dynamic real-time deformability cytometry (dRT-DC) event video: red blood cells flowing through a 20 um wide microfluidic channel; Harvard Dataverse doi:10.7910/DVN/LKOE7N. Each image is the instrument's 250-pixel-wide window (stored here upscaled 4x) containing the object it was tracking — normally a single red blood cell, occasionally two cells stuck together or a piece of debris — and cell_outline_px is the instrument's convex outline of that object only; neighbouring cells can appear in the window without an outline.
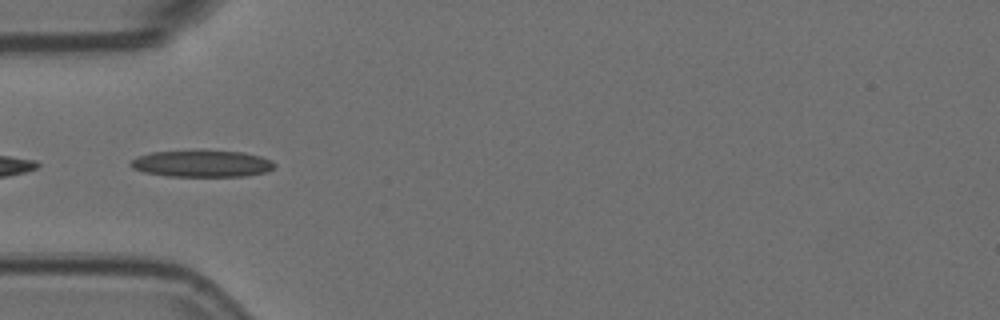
{"species": "Egyptian fruit bat (a non-hibernating species)", "species_latin": "Rousettus aegyptiacus", "temperature_condition": "room temperature", "stored_images_in_passage": 34, "camera_frame_rate_fps": 3000, "um_per_image_px": 0.085, "animal": {"sex": "female"}, "frame": {"image": 1, "passage_image": 18, "time_ms": 5.667, "image_size_px": [1000, 320], "cell_outline_px": [[276, 164], [268, 172], [244, 176], [168, 176], [144, 172], [132, 168], [128, 164], [136, 156], [152, 152], [196, 148], [204, 148], [244, 152], [260, 156], [272, 160]], "centroid_in_image_um": [17.15, 13.86], "position_along_channel_um": 67.9, "area_um2": 23.41}}
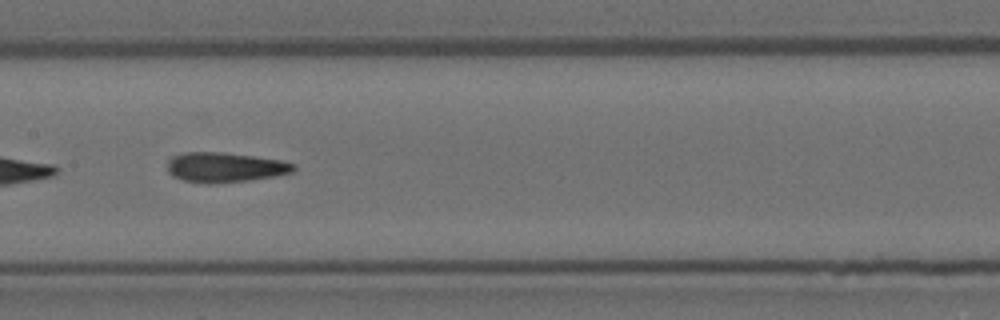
{"frame": {"image": 2, "passage_image": 28, "time_ms": 9.0, "image_size_px": [1000, 320], "cell_outline_px": [[296, 168], [292, 172], [272, 176], [248, 180], [208, 184], [184, 180], [172, 176], [168, 172], [168, 160], [172, 156], [184, 152], [224, 152], [280, 160], [296, 164]], "centroid_in_image_um": [19.09, 14.21], "position_along_channel_um": 188.3, "area_um2": 21.85}}